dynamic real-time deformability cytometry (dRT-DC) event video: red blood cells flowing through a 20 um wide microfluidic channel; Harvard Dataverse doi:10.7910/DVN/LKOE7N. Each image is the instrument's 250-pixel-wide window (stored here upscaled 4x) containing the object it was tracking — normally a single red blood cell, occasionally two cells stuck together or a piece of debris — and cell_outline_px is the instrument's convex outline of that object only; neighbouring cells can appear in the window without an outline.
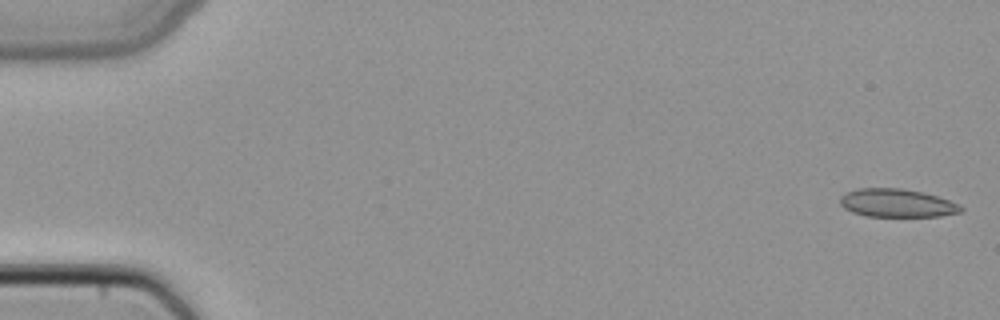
{"species": "common noctule bat (a hibernating species)", "species_latin": "Nyctalus noctula", "temperature_condition": "cold", "stored_images_in_passage": 49, "camera_frame_rate_fps": 3000, "um_per_image_px": 0.085, "animal": {"sex": "female", "body_mass_g": 22.7, "forearm_length_mm": 54.2}, "frame": {"image": 1, "passage_image": 1, "time_ms": 0.0, "image_size_px": [1000, 320], "cell_outline_px": [[964, 212], [940, 216], [864, 216], [852, 212], [844, 208], [840, 204], [840, 196], [856, 188], [900, 188], [920, 192], [936, 196], [960, 204], [964, 208]], "centroid_in_image_um": [76.24, 17.27], "position_along_channel_um": 8.8, "area_um2": 19.88}}
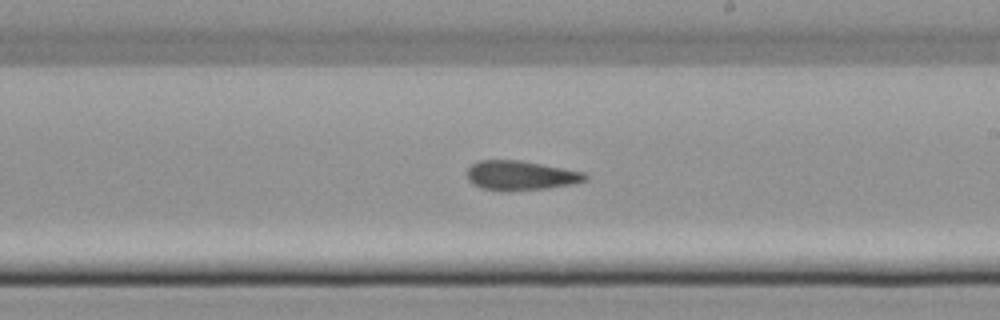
{"frame": {"image": 2, "passage_image": 29, "time_ms": 9.333, "image_size_px": [1000, 320], "cell_outline_px": [[588, 180], [576, 184], [548, 188], [508, 192], [480, 188], [472, 184], [468, 180], [468, 168], [472, 164], [480, 160], [520, 160], [584, 172], [588, 176]], "centroid_in_image_um": [44.27, 14.93], "position_along_channel_um": 244.7, "area_um2": 20.58}}
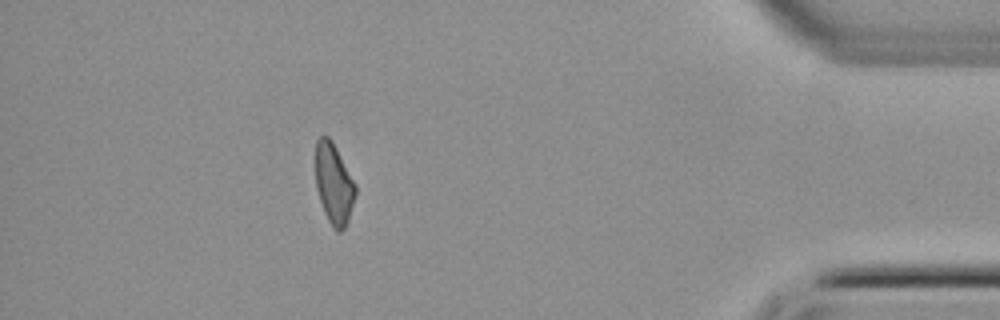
{"frame": {"image": 3, "passage_image": 44, "time_ms": 14.333, "image_size_px": [1000, 320], "cell_outline_px": [[356, 196], [348, 220], [344, 228], [340, 232], [336, 232], [332, 228], [324, 212], [316, 188], [316, 140], [324, 132], [332, 140], [356, 184]], "centroid_in_image_um": [28.38, 15.61], "position_along_channel_um": 406.8, "area_um2": 18.96}}